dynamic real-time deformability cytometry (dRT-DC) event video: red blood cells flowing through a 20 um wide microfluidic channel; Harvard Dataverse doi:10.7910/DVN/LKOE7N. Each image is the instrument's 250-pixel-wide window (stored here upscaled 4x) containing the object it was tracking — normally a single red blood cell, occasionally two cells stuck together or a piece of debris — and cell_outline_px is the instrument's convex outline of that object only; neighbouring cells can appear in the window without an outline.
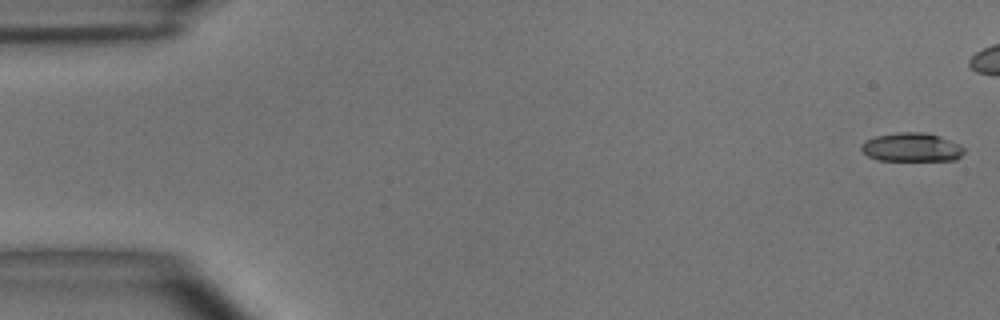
{"species": "common noctule bat (a hibernating species)", "species_latin": "Nyctalus noctula", "temperature_condition": "room temperature", "stored_images_in_passage": 44, "camera_frame_rate_fps": 3000, "um_per_image_px": 0.085, "animal": {"sex": "male", "body_mass_g": 15.6}, "frame": {"image": 1, "passage_image": 1, "time_ms": 0.0, "image_size_px": [1000, 320], "cell_outline_px": [[964, 152], [956, 160], [876, 160], [868, 156], [860, 148], [860, 144], [876, 136], [900, 132], [924, 132], [960, 144], [964, 148]], "centroid_in_image_um": [77.48, 12.53], "position_along_channel_um": 7.5, "area_um2": 16.99}}
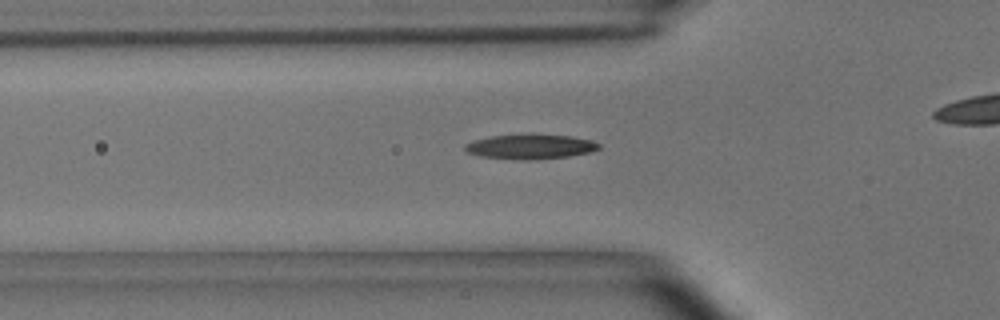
{"frame": {"image": 2, "passage_image": 18, "time_ms": 5.667, "image_size_px": [1000, 320], "cell_outline_px": [[600, 148], [588, 152], [568, 156], [524, 160], [480, 156], [468, 152], [464, 148], [464, 144], [472, 140], [488, 136], [572, 136], [592, 140], [600, 144]], "centroid_in_image_um": [45.05, 12.48], "position_along_channel_um": 80.8, "area_um2": 18.55}}
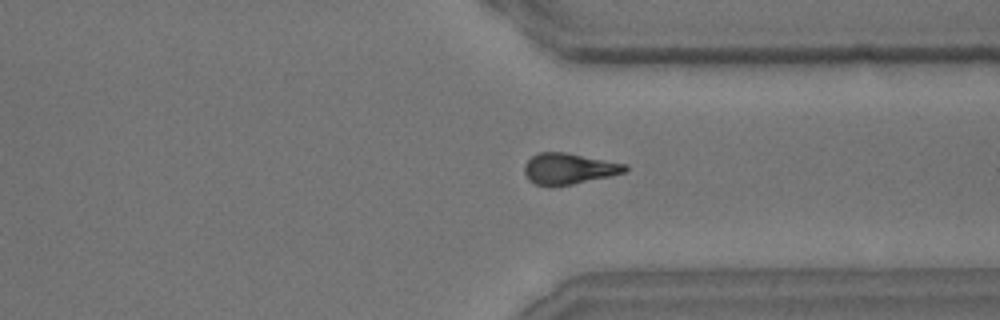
{"frame": {"image": 3, "passage_image": 41, "time_ms": 13.333, "image_size_px": [1000, 320], "cell_outline_px": [[628, 168], [624, 172], [612, 176], [572, 184], [536, 184], [528, 180], [524, 172], [524, 164], [532, 156], [540, 152], [568, 152], [628, 164]], "centroid_in_image_um": [48.39, 14.31], "position_along_channel_um": 363.0, "area_um2": 18.09}}